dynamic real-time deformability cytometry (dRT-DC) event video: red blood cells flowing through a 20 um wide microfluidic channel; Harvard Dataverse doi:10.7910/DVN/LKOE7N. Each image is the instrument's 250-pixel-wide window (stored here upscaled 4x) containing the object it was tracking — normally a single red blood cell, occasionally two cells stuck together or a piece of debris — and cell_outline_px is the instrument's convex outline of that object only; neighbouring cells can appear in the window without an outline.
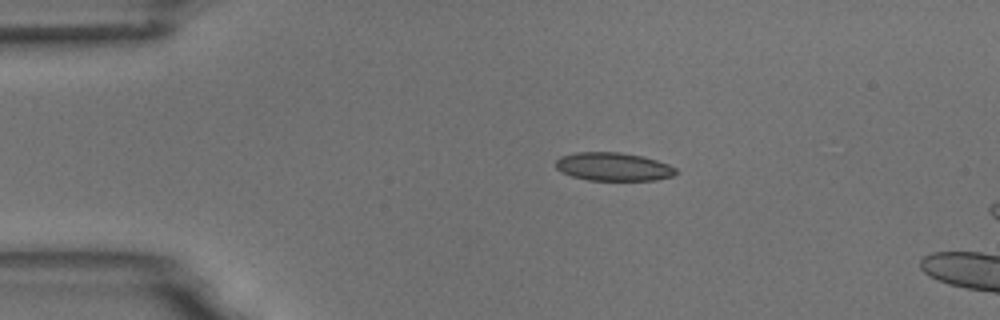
{"species": "common noctule bat (a hibernating species)", "species_latin": "Nyctalus noctula", "temperature_condition": "room temperature", "stored_images_in_passage": 3, "camera_frame_rate_fps": 3000, "um_per_image_px": 0.085, "animal": {"sex": "male", "body_mass_g": 18.8}, "frame": {"image": 1, "passage_image": 1, "time_ms": 0.0, "image_size_px": [1000, 320], "cell_outline_px": [[680, 172], [672, 176], [656, 180], [588, 180], [572, 176], [556, 168], [556, 160], [560, 156], [576, 152], [620, 152], [640, 156], [656, 160], [668, 164], [676, 168]], "centroid_in_image_um": [52.15, 14.17], "position_along_channel_um": 32.8, "area_um2": 19.77}}